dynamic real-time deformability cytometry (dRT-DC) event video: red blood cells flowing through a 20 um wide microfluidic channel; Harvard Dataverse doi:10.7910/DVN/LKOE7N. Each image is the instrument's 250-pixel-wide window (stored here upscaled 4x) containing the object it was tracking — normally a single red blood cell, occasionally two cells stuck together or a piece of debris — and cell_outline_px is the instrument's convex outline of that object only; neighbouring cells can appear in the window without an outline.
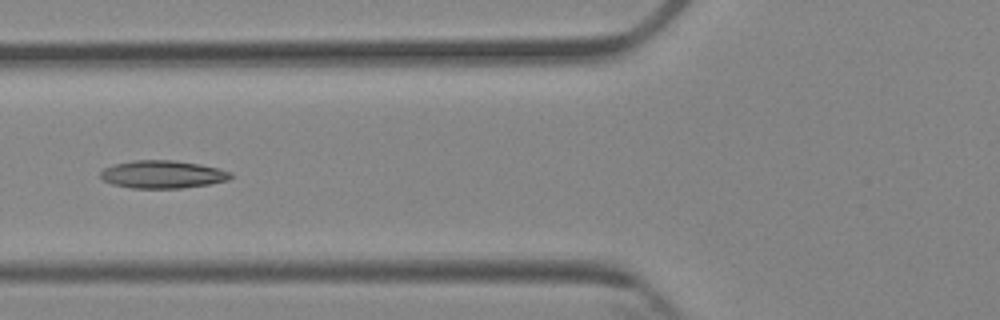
{"species": "Egyptian fruit bat (a non-hibernating species)", "species_latin": "Rousettus aegyptiacus", "temperature_condition": "cold", "stored_images_in_passage": 6, "camera_frame_rate_fps": 3000, "um_per_image_px": 0.085, "animal": {"sex": "female"}, "frame": {"image": 1, "passage_image": 6, "time_ms": 6.0, "image_size_px": [1000, 320], "cell_outline_px": [[232, 176], [228, 180], [208, 184], [184, 188], [132, 188], [112, 184], [104, 180], [100, 176], [100, 172], [104, 168], [116, 164], [132, 160], [176, 160], [200, 164], [220, 168], [232, 172]], "centroid_in_image_um": [13.84, 14.82], "position_along_channel_um": 112.0, "area_um2": 21.15}}